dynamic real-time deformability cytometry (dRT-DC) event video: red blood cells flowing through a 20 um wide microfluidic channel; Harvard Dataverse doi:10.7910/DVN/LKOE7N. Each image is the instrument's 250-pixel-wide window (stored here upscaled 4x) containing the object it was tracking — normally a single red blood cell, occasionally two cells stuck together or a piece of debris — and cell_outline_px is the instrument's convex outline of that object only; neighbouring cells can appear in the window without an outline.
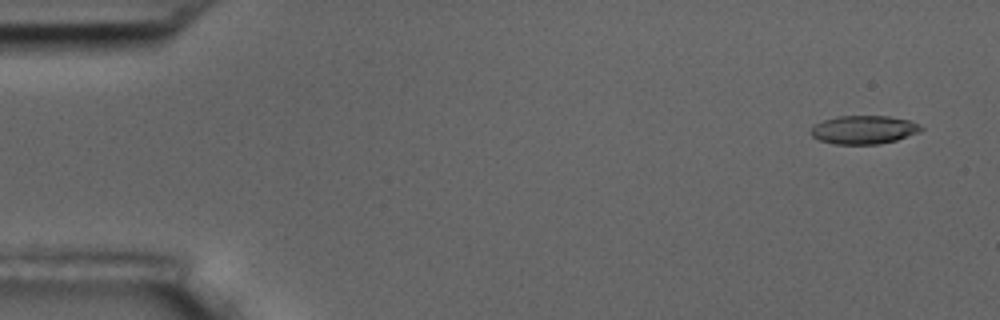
{"species": "common noctule bat (a hibernating species)", "species_latin": "Nyctalus noctula", "temperature_condition": "room temperature", "stored_images_in_passage": 4, "camera_frame_rate_fps": 3000, "um_per_image_px": 0.085, "animal": {"sex": "male", "body_mass_g": 17.5, "forearm_length_mm": 52.3}, "frame": {"image": 1, "passage_image": 1, "time_ms": 0.0, "image_size_px": [1000, 320], "cell_outline_px": [[924, 128], [920, 132], [896, 140], [880, 144], [832, 144], [820, 140], [812, 136], [808, 132], [816, 124], [824, 120], [836, 116], [888, 116], [908, 120], [920, 124]], "centroid_in_image_um": [73.43, 11.03], "position_along_channel_um": 11.6, "area_um2": 18.32}}
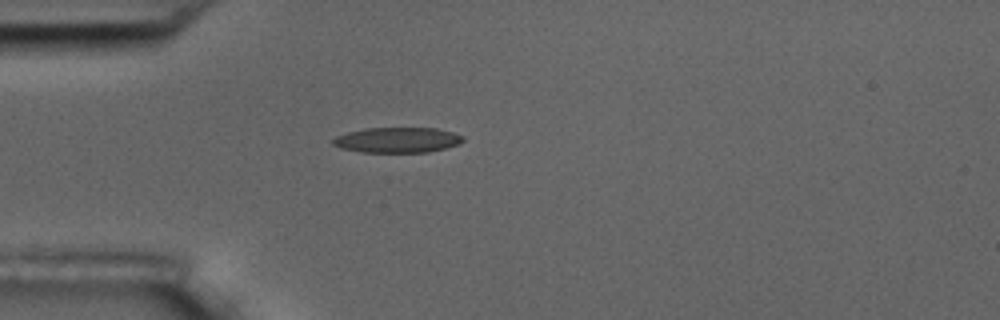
{"frame": {"image": 2, "passage_image": 4, "time_ms": 4.333, "image_size_px": [1000, 320], "cell_outline_px": [[464, 140], [460, 144], [428, 152], [360, 152], [340, 148], [332, 144], [332, 140], [336, 136], [348, 132], [364, 128], [436, 128], [452, 132], [464, 136]], "centroid_in_image_um": [33.77, 11.9], "position_along_channel_um": 51.2, "area_um2": 19.25}}